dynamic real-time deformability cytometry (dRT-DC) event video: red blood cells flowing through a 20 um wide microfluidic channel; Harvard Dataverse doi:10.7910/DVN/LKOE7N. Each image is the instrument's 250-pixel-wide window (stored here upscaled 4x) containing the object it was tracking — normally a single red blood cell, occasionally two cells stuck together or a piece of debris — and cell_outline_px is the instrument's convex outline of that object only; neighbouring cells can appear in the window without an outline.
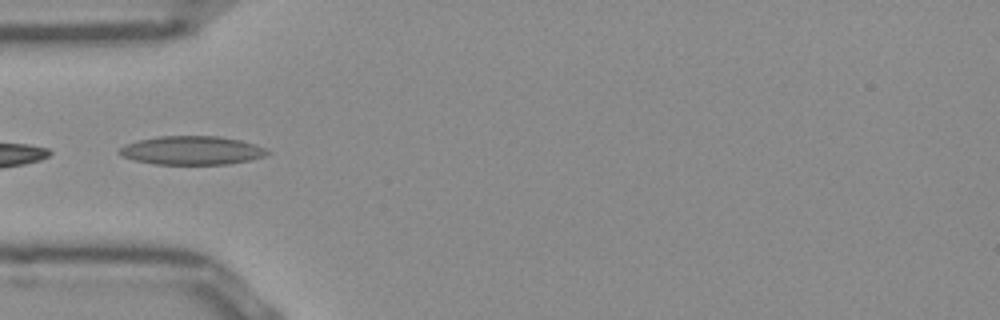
{"species": "Egyptian fruit bat (a non-hibernating species)", "species_latin": "Rousettus aegyptiacus", "temperature_condition": "room temperature", "stored_images_in_passage": 7, "camera_frame_rate_fps": 3000, "um_per_image_px": 0.085, "frame": {"image": 1, "passage_image": 1, "time_ms": 0.0, "image_size_px": [1000, 320], "cell_outline_px": [[272, 152], [264, 156], [248, 160], [228, 164], [156, 164], [136, 160], [120, 156], [116, 152], [120, 148], [136, 140], [160, 136], [220, 136], [240, 140], [256, 144]], "centroid_in_image_um": [16.3, 12.78], "position_along_channel_um": 68.7, "area_um2": 24.68}}
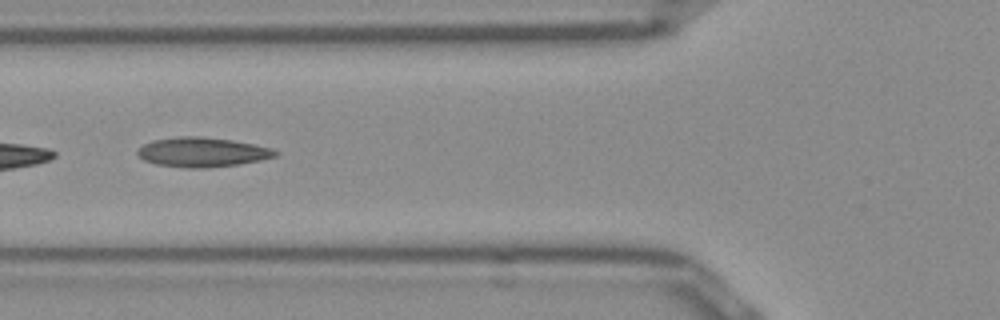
{"frame": {"image": 2, "passage_image": 4, "time_ms": 1.0, "image_size_px": [1000, 320], "cell_outline_px": [[280, 152], [276, 156], [260, 160], [240, 164], [208, 168], [184, 168], [156, 164], [144, 160], [136, 152], [144, 144], [152, 140], [180, 136], [200, 136], [232, 140], [272, 148]], "centroid_in_image_um": [17.2, 12.94], "position_along_channel_um": 108.6, "area_um2": 23.76}}